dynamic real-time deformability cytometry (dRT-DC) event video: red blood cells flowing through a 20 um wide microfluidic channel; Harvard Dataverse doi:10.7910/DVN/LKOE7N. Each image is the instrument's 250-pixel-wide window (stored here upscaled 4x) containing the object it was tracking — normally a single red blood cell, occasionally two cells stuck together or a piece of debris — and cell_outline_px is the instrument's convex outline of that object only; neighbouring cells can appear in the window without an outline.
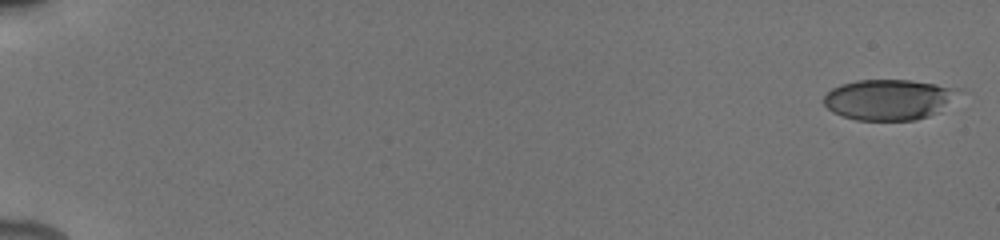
{"species": "human", "species_latin": "Homo sapiens", "temperature_condition": "cold", "stored_images_in_passage": 51, "camera_frame_rate_fps": 3000, "um_per_image_px": 0.085, "donor": {"sex": "male"}, "frame": {"image": 1, "passage_image": 1, "time_ms": 0.0, "image_size_px": [1000, 240], "cell_outline_px": [[968, 92], [940, 112], [916, 120], [856, 120], [832, 112], [824, 104], [824, 96], [832, 88], [840, 84], [856, 80], [912, 80], [964, 88]], "centroid_in_image_um": [75.71, 8.45], "position_along_channel_um": 9.3, "area_um2": 32.83}}
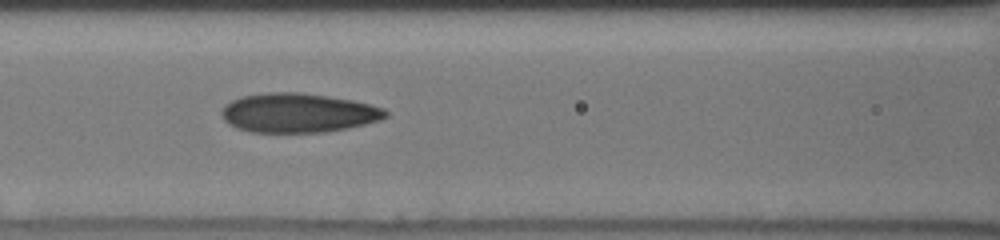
{"frame": {"image": 2, "passage_image": 33, "time_ms": 8.333, "image_size_px": [1000, 240], "cell_outline_px": [[388, 116], [380, 120], [348, 128], [324, 132], [252, 132], [236, 128], [228, 124], [224, 120], [220, 112], [232, 100], [240, 96], [268, 92], [300, 92], [328, 96], [352, 100], [384, 108], [388, 112]], "centroid_in_image_um": [25.34, 9.59], "position_along_channel_um": 141.3, "area_um2": 37.51}}
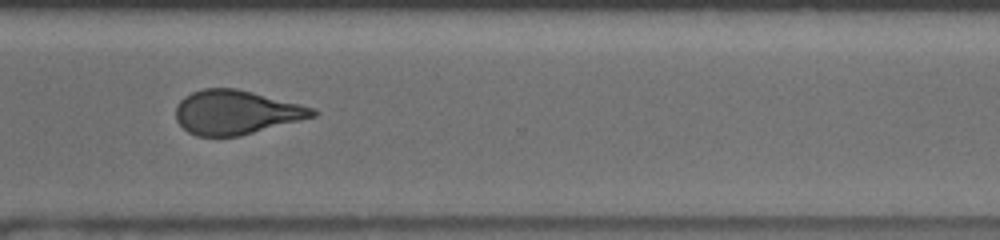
{"frame": {"image": 3, "passage_image": 50, "time_ms": 13.667, "image_size_px": [1000, 240], "cell_outline_px": [[320, 112], [316, 116], [240, 136], [196, 136], [188, 132], [176, 120], [176, 104], [184, 96], [192, 92], [204, 88], [236, 88], [316, 108]], "centroid_in_image_um": [20.07, 9.54], "position_along_channel_um": 350.5, "area_um2": 35.2}}